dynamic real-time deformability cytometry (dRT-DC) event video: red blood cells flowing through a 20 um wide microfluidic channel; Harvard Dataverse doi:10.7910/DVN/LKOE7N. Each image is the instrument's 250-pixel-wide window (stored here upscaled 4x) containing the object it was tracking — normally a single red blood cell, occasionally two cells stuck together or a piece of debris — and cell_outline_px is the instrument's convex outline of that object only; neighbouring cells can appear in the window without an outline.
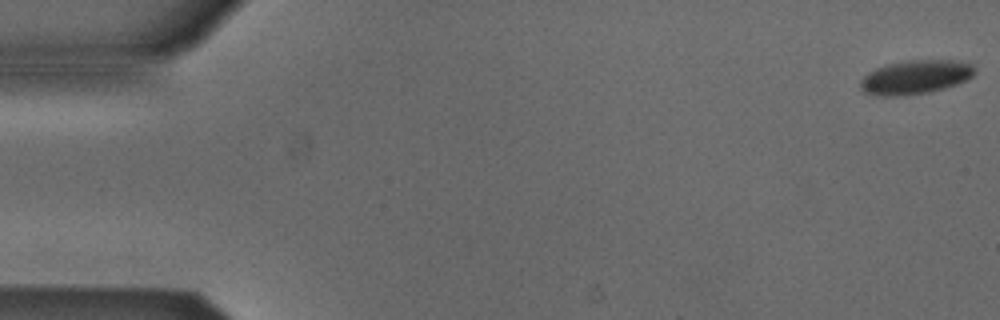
{"species": "Egyptian fruit bat (a non-hibernating species)", "species_latin": "Rousettus aegyptiacus", "temperature_condition": "cold", "stored_images_in_passage": 10, "camera_frame_rate_fps": 3000, "um_per_image_px": 0.085, "animal": {"sex": "male"}, "frame": {"image": 1, "passage_image": 1, "time_ms": 0.0, "image_size_px": [1000, 320], "cell_outline_px": [[976, 72], [972, 76], [956, 84], [944, 88], [928, 92], [900, 96], [880, 96], [864, 92], [860, 88], [860, 80], [868, 72], [876, 68], [888, 64], [908, 60], [952, 60], [972, 64], [976, 68]], "centroid_in_image_um": [77.79, 6.55], "position_along_channel_um": 7.2, "area_um2": 22.54}}